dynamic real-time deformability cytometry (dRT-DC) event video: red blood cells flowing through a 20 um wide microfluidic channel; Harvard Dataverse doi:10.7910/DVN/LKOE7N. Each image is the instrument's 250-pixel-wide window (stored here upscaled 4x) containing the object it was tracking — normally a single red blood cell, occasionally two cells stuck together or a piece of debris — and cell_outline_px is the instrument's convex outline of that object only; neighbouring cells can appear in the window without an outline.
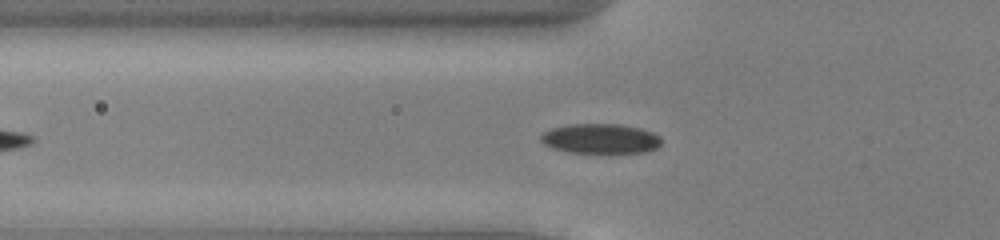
{"species": "common noctule bat (a hibernating species)", "species_latin": "Nyctalus noctula", "temperature_condition": "cold", "stored_images_in_passage": 39, "camera_frame_rate_fps": 3000, "um_per_image_px": 0.085, "animal": {"sex": "male", "body_mass_g": 13.0, "forearm_length_mm": 53.1}, "frame": {"image": 1, "passage_image": 8, "time_ms": 2.333, "image_size_px": [1000, 240], "cell_outline_px": [[660, 144], [656, 148], [644, 152], [568, 152], [552, 148], [544, 144], [540, 140], [540, 136], [544, 132], [552, 128], [568, 124], [620, 124], [640, 128], [652, 132], [660, 136]], "centroid_in_image_um": [51.02, 11.77], "position_along_channel_um": 74.8, "area_um2": 20.81}}
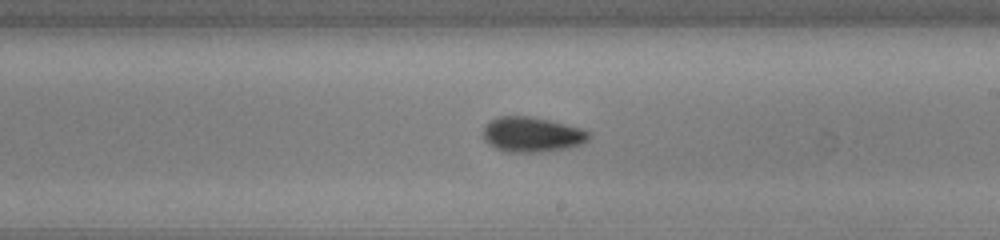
{"frame": {"image": 2, "passage_image": 21, "time_ms": 6.667, "image_size_px": [1000, 240], "cell_outline_px": [[592, 136], [588, 140], [580, 144], [568, 148], [540, 152], [504, 152], [488, 144], [484, 140], [484, 128], [492, 120], [500, 116], [528, 116], [548, 120], [580, 128], [588, 132]], "centroid_in_image_um": [45.22, 11.45], "position_along_channel_um": 243.8, "area_um2": 21.39}}
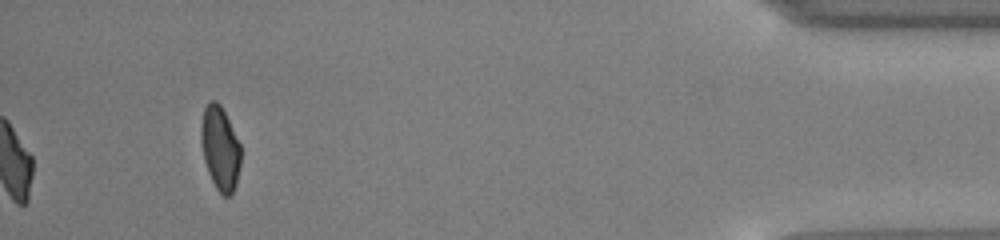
{"frame": {"image": 3, "passage_image": 39, "time_ms": 12.667, "image_size_px": [1000, 240], "cell_outline_px": [[240, 164], [236, 184], [232, 196], [224, 196], [216, 188], [208, 172], [204, 160], [200, 140], [200, 124], [204, 108], [212, 100], [216, 100], [220, 104], [240, 144]], "centroid_in_image_um": [18.69, 12.61], "position_along_channel_um": 416.5, "area_um2": 19.36}, "authors_computed_cell_mechanics": {"area_um2": 20.7502, "velocity_mm_per_s": 3.904, "shape_relaxation_time_tau1_ms": 2.5988, "shape_relaxation_time_tau2_ms": 2.7233, "deformation_change_tau1": 0.0799, "deformation_change_tau2": 0.07}}